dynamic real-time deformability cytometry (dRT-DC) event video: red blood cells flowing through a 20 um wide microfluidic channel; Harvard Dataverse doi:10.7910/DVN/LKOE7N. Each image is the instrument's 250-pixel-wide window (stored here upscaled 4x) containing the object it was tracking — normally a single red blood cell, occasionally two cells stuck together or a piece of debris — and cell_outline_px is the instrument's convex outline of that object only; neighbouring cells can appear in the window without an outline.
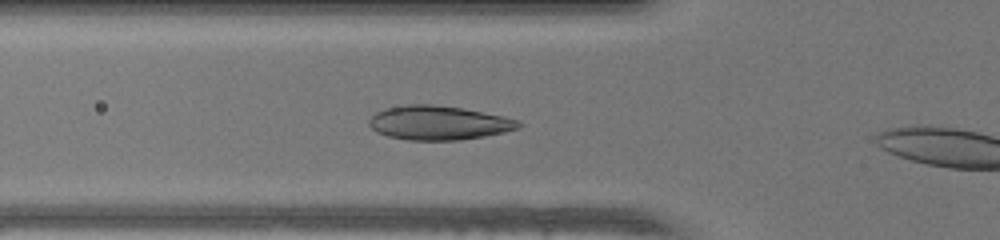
{"species": "human", "species_latin": "Homo sapiens", "temperature_condition": "warm", "stored_images_in_passage": 37, "camera_frame_rate_fps": 3000, "um_per_image_px": 0.085, "donor": {"sex": "female"}, "frame": {"image": 1, "passage_image": 5, "time_ms": 1.333, "image_size_px": [1000, 240], "cell_outline_px": [[524, 124], [520, 128], [504, 132], [484, 136], [460, 140], [408, 140], [388, 136], [376, 132], [368, 124], [368, 120], [376, 112], [384, 108], [408, 104], [432, 104], [464, 108], [500, 116], [516, 120]], "centroid_in_image_um": [37.25, 10.44], "position_along_channel_um": 88.5, "area_um2": 29.71}}
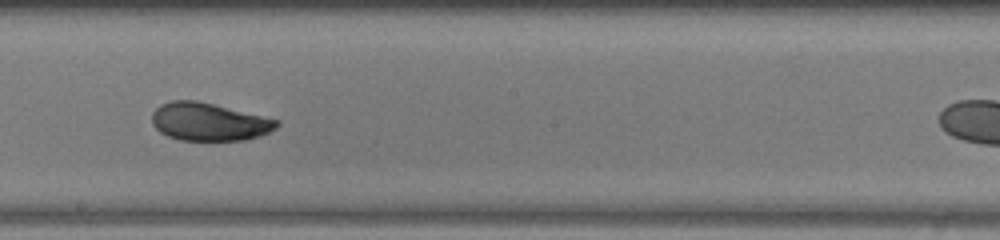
{"frame": {"image": 2, "passage_image": 15, "time_ms": 4.667, "image_size_px": [1000, 240], "cell_outline_px": [[280, 124], [276, 128], [260, 136], [244, 140], [180, 140], [168, 136], [160, 132], [152, 124], [152, 112], [160, 104], [172, 100], [196, 100], [280, 120]], "centroid_in_image_um": [17.75, 10.35], "position_along_channel_um": 230.4, "area_um2": 27.51}}
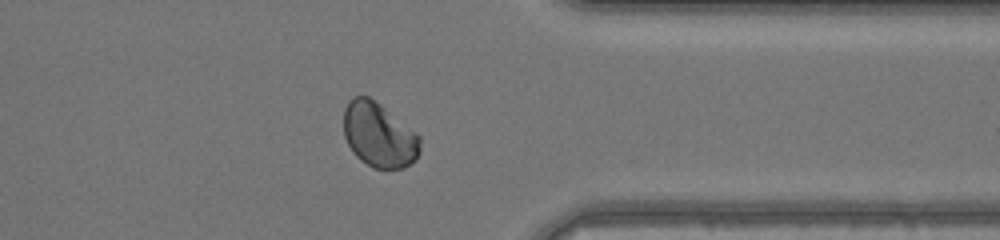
{"frame": {"image": 3, "passage_image": 26, "time_ms": 8.333, "image_size_px": [1000, 240], "cell_outline_px": [[420, 152], [404, 168], [372, 168], [360, 160], [352, 152], [344, 136], [344, 108], [348, 100], [352, 96], [368, 96], [420, 136]], "centroid_in_image_um": [32.16, 11.48], "position_along_channel_um": 379.2, "area_um2": 28.38}, "authors_computed_cell_mechanics": {"area_um2": 28.4376, "velocity_mm_per_s": 4.2665, "shape_relaxation_time_tau1_ms": 6.283, "shape_relaxation_time_tau2_ms": null, "deformation_change_tau1": 0.1688, "deformation_change_tau2": null}}